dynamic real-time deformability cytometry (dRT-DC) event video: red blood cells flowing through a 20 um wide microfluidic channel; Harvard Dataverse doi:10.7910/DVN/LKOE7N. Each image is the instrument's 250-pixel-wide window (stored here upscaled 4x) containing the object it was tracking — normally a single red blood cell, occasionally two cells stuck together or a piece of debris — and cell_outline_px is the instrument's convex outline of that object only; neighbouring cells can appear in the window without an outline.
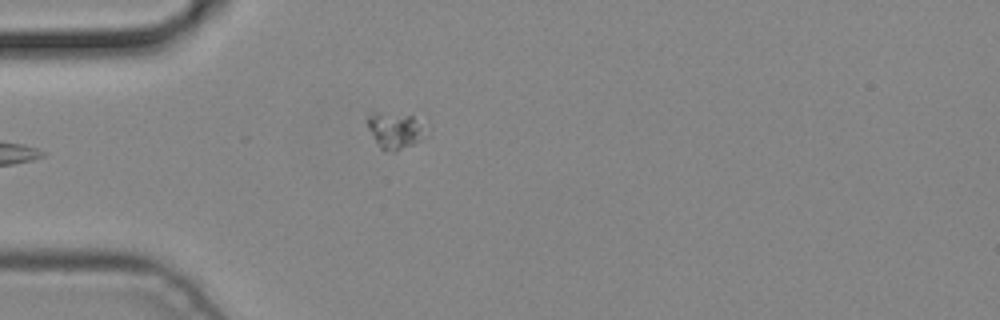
{"species": "common noctule bat (a hibernating species)", "species_latin": "Nyctalus noctula", "temperature_condition": "cold", "stored_images_in_passage": 3, "camera_frame_rate_fps": 3000, "um_per_image_px": 0.085, "animal": {"sex": "male", "body_mass_g": 19.2, "forearm_length_mm": 51.8}, "frame": {"image": 1, "passage_image": 3, "time_ms": 0.667, "image_size_px": [1000, 320], "cell_outline_px": [[428, 136], [396, 152], [380, 148], [368, 128], [368, 112], [376, 112], [412, 116]], "centroid_in_image_um": [33.53, 11.1], "position_along_channel_um": 51.5, "area_um2": 11.91}}